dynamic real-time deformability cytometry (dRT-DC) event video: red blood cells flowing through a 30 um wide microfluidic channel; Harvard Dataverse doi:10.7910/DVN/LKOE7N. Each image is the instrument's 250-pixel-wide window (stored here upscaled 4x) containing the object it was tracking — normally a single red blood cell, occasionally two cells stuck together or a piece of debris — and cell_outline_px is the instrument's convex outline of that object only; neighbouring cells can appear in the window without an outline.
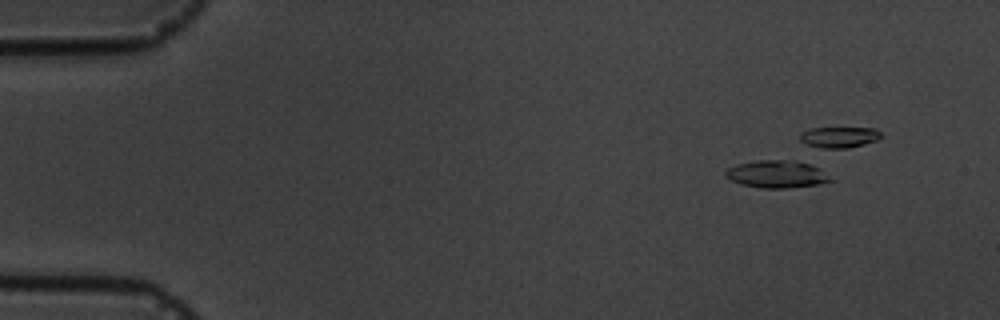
{"species": "common noctule bat (a hibernating species)", "species_latin": "Nyctalus noctula", "temperature_condition": "cold", "stored_images_in_passage": 7, "camera_frame_rate_fps": 3000, "um_per_image_px": 0.085, "animal": {"sex": "male", "body_mass_g": 19.5, "forearm_length_mm": 54.6}, "frame": {"image": 1, "passage_image": 2, "time_ms": 1.0, "image_size_px": [1000, 320], "cell_outline_px": [[836, 180], [816, 184], [788, 188], [760, 188], [740, 184], [724, 176], [724, 172], [728, 168], [736, 164], [756, 160], [796, 160], [820, 168]], "centroid_in_image_um": [66.02, 14.8], "position_along_channel_um": 19.0, "area_um2": 16.94}}
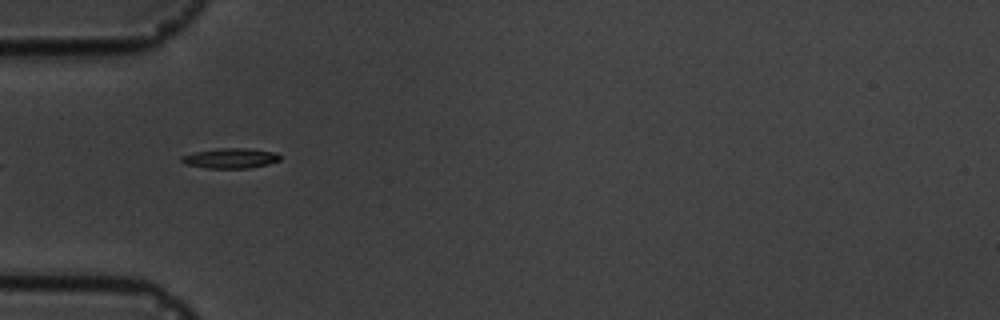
{"frame": {"image": 2, "passage_image": 6, "time_ms": 5.667, "image_size_px": [1000, 320], "cell_outline_px": [[280, 160], [268, 164], [248, 168], [208, 168], [184, 164], [180, 160], [180, 156], [196, 152], [216, 148], [248, 148], [276, 152], [280, 156]], "centroid_in_image_um": [19.58, 13.44], "position_along_channel_um": 65.4, "area_um2": 11.56}}
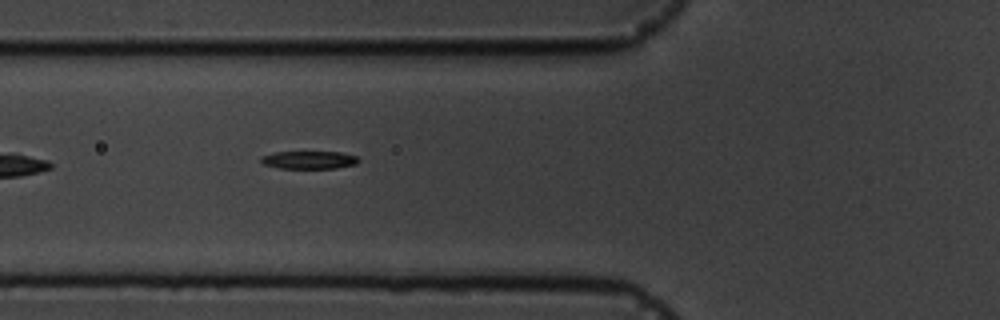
{"frame": {"image": 3, "passage_image": 7, "time_ms": 6.667, "image_size_px": [1000, 320], "cell_outline_px": [[360, 160], [356, 164], [336, 168], [280, 168], [264, 164], [260, 160], [260, 156], [276, 152], [340, 152], [356, 156]], "centroid_in_image_um": [26.27, 13.59], "position_along_channel_um": 99.5, "area_um2": 10.06}}